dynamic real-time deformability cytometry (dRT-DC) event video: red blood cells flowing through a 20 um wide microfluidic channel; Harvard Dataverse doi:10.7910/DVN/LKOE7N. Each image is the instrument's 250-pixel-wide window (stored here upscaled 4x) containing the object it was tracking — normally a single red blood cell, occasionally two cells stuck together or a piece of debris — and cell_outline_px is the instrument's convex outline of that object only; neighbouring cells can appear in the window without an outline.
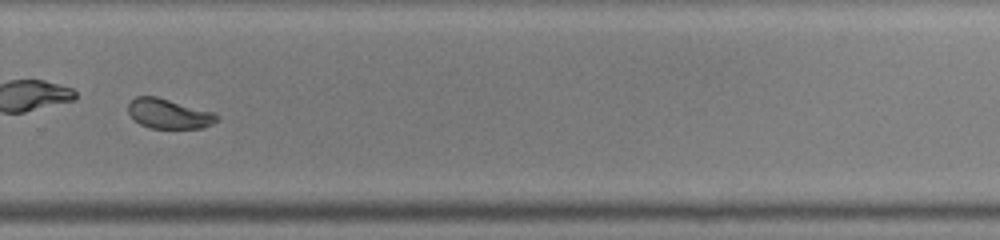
{"species": "common noctule bat (a hibernating species)", "species_latin": "Nyctalus noctula", "temperature_condition": "warm", "stored_images_in_passage": 32, "camera_frame_rate_fps": 3000, "um_per_image_px": 0.085, "animal": {"sex": "male", "body_mass_g": 19.0, "forearm_length_mm": 50.8}, "frame": {"image": 1, "passage_image": 19, "time_ms": 6.0, "image_size_px": [1000, 240], "cell_outline_px": [[216, 120], [212, 124], [204, 128], [152, 128], [140, 124], [132, 120], [128, 112], [128, 104], [136, 96], [156, 96], [212, 112], [216, 116]], "centroid_in_image_um": [14.28, 9.67], "position_along_channel_um": 315.5, "area_um2": 15.2}, "authors_computed_cell_mechanics": {"area_um2": 16.0973, "velocity_mm_per_s": 4.2479, "shape_relaxation_time_tau1_ms": 2.5643, "shape_relaxation_time_tau2_ms": 0.7702, "deformation_change_tau1": 0.1378, "deformation_change_tau2": 0.0378}}